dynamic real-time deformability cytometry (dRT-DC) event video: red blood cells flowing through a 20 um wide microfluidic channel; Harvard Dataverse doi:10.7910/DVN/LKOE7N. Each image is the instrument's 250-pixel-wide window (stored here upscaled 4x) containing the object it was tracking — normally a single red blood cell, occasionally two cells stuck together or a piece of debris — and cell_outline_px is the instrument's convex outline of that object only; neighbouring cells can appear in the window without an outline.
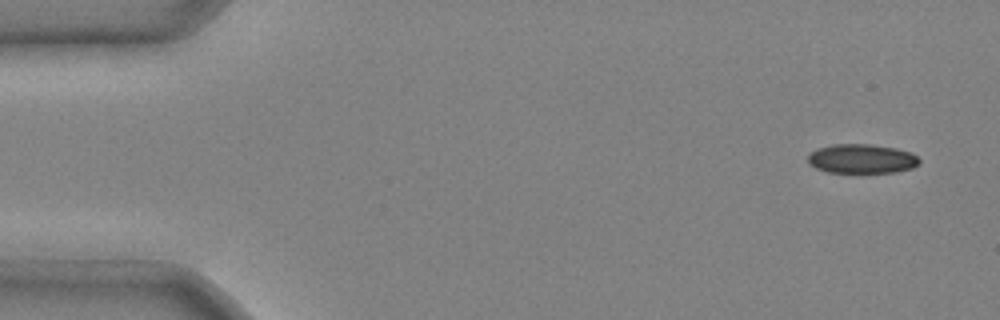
{"species": "common noctule bat (a hibernating species)", "species_latin": "Nyctalus noctula", "temperature_condition": "cold", "stored_images_in_passage": 4, "camera_frame_rate_fps": 3000, "um_per_image_px": 0.085, "animal": {"sex": "male", "body_mass_g": 20.4}, "frame": {"image": 1, "passage_image": 1, "time_ms": 0.0, "image_size_px": [1000, 320], "cell_outline_px": [[920, 164], [912, 168], [896, 172], [860, 176], [828, 172], [816, 168], [808, 164], [808, 152], [816, 148], [832, 144], [872, 144], [896, 148], [912, 152], [920, 160]], "centroid_in_image_um": [73.23, 13.54], "position_along_channel_um": 11.8, "area_um2": 20.23}}
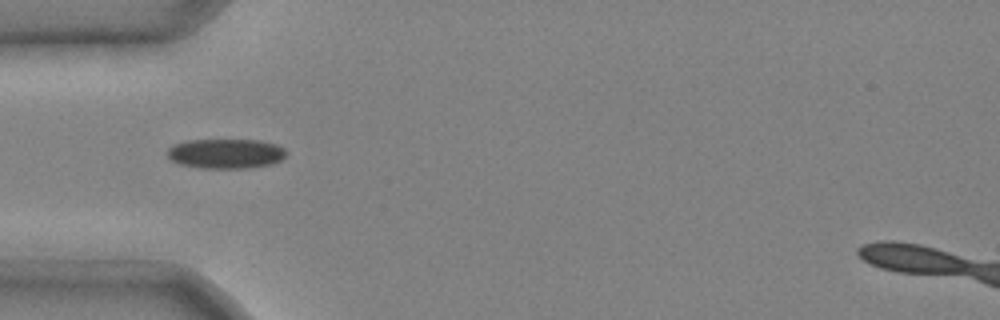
{"frame": {"image": 2, "passage_image": 4, "time_ms": 1.0, "image_size_px": [1000, 320], "cell_outline_px": [[288, 152], [280, 160], [272, 164], [248, 168], [200, 168], [180, 164], [172, 160], [168, 156], [168, 148], [172, 144], [188, 140], [260, 140], [276, 144], [284, 148]], "centroid_in_image_um": [19.2, 13.05], "position_along_channel_um": 65.8, "area_um2": 20.69}}